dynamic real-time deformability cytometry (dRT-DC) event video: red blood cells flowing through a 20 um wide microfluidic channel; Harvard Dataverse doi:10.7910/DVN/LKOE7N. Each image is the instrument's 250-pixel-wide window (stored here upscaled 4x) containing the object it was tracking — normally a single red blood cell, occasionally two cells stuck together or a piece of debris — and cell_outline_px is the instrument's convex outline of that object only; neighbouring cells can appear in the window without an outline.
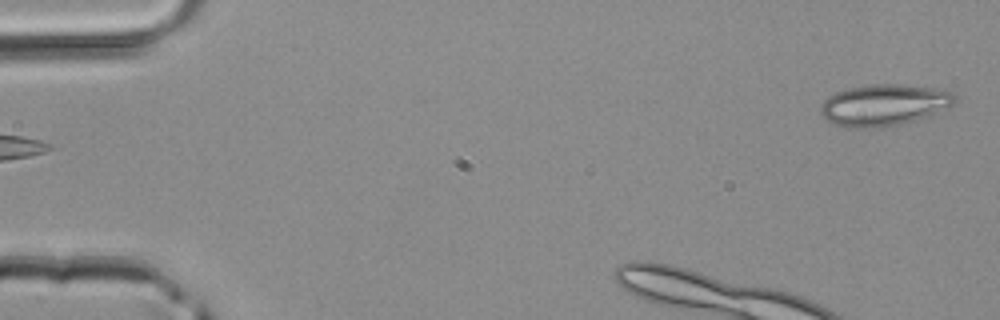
{"species": "common noctule bat (a hibernating species)", "species_latin": "Nyctalus noctula", "temperature_condition": "room temperature", "stored_images_in_passage": 4, "segment_of_instrument_passage": [2, 2], "camera_frame_rate_fps": 3000, "um_per_image_px": 0.085, "animal": {"sex": "male", "body_mass_g": 20.4}, "frame": {"image": 1, "passage_image": 4, "time_ms": 1.0, "image_size_px": [1000, 320], "cell_outline_px": [[956, 100], [952, 104], [928, 116], [900, 124], [880, 128], [844, 128], [824, 120], [820, 112], [820, 104], [828, 96], [836, 92], [848, 88], [872, 84], [900, 84], [944, 88], [952, 92], [956, 96]], "centroid_in_image_um": [75.1, 8.92], "position_along_channel_um": 9.9, "area_um2": 32.89}}